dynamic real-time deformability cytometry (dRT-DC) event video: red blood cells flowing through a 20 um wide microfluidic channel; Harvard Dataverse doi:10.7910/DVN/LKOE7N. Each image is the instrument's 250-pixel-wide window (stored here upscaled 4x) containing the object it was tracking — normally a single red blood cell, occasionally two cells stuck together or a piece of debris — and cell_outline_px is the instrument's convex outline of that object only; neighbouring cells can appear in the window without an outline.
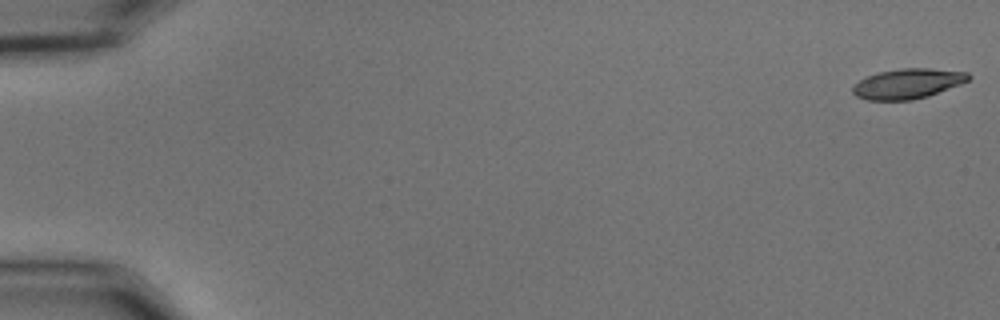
{"species": "common noctule bat (a hibernating species)", "species_latin": "Nyctalus noctula", "temperature_condition": "cold", "stored_images_in_passage": 56, "camera_frame_rate_fps": 3000, "um_per_image_px": 0.085, "animal": {"sex": "male", "body_mass_g": 15.6}, "frame": {"image": 1, "passage_image": 1, "time_ms": 0.0, "image_size_px": [1000, 320], "cell_outline_px": [[972, 76], [968, 80], [960, 84], [928, 96], [912, 100], [868, 100], [856, 96], [852, 92], [852, 88], [860, 80], [868, 76], [880, 72], [900, 68], [928, 68], [968, 72]], "centroid_in_image_um": [77.17, 7.11], "position_along_channel_um": 7.8, "area_um2": 20.11}}
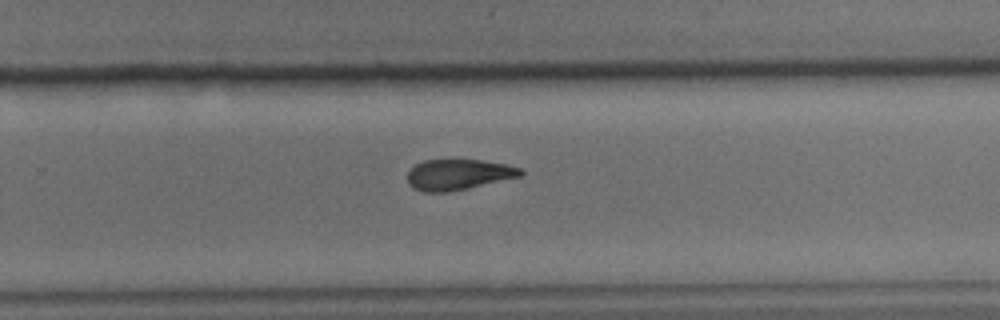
{"frame": {"image": 2, "passage_image": 37, "time_ms": 12.0, "image_size_px": [1000, 320], "cell_outline_px": [[524, 172], [520, 176], [468, 188], [448, 192], [424, 192], [408, 184], [408, 172], [416, 164], [424, 160], [480, 160], [508, 164], [520, 168]], "centroid_in_image_um": [38.96, 14.83], "position_along_channel_um": 290.8, "area_um2": 20.0}}
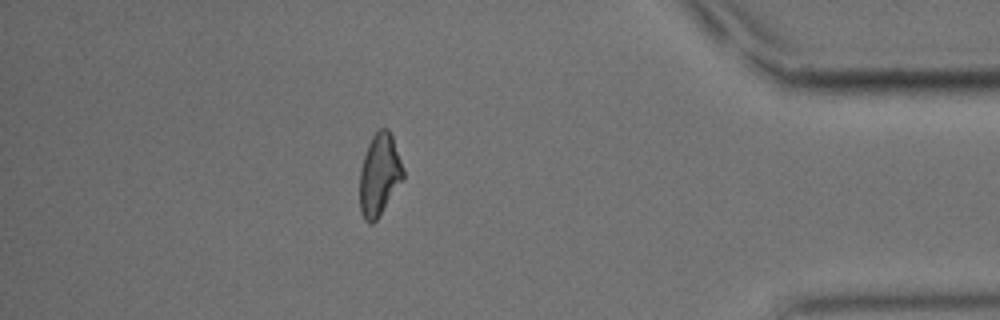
{"frame": {"image": 3, "passage_image": 49, "time_ms": 16.0, "image_size_px": [1000, 320], "cell_outline_px": [[404, 176], [376, 220], [372, 224], [368, 224], [364, 220], [360, 212], [360, 168], [368, 144], [372, 136], [380, 128], [388, 128], [392, 136], [404, 168]], "centroid_in_image_um": [32.23, 14.84], "position_along_channel_um": 403.0, "area_um2": 20.52}, "authors_computed_cell_mechanics": {"area_um2": 21.0392, "velocity_mm_per_s": 3.6702, "shape_relaxation_time_tau1_ms": 7.0498, "shape_relaxation_time_tau2_ms": 5.9836, "deformation_change_tau1": 0.1716, "deformation_change_tau2": 0.1532}}